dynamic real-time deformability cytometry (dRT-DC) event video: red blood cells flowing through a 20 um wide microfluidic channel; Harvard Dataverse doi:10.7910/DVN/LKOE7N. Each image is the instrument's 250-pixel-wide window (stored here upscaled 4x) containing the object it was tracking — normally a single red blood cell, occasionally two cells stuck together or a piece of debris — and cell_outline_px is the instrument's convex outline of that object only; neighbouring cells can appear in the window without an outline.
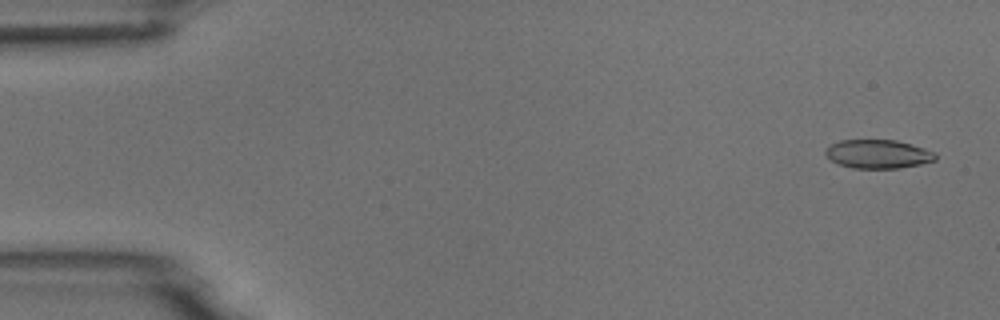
{"species": "common noctule bat (a hibernating species)", "species_latin": "Nyctalus noctula", "temperature_condition": "room temperature", "stored_images_in_passage": 9, "camera_frame_rate_fps": 3000, "um_per_image_px": 0.085, "animal": {"sex": "male", "body_mass_g": 18.8}, "frame": {"image": 1, "passage_image": 1, "time_ms": 0.0, "image_size_px": [1000, 320], "cell_outline_px": [[936, 160], [920, 164], [900, 168], [852, 168], [840, 164], [832, 160], [824, 152], [832, 144], [840, 140], [896, 140], [912, 144], [936, 152]], "centroid_in_image_um": [74.68, 13.09], "position_along_channel_um": 10.3, "area_um2": 18.26}}
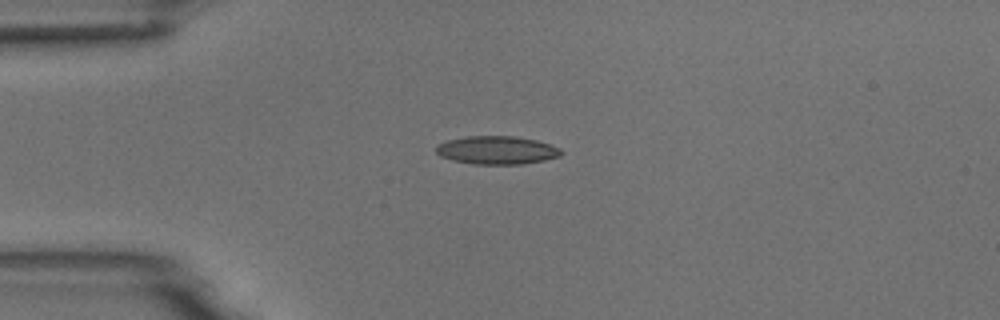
{"frame": {"image": 2, "passage_image": 4, "time_ms": 3.667, "image_size_px": [1000, 320], "cell_outline_px": [[564, 152], [560, 156], [544, 160], [520, 164], [472, 164], [452, 160], [440, 156], [436, 152], [436, 144], [448, 140], [468, 136], [516, 136], [536, 140], [552, 144], [560, 148]], "centroid_in_image_um": [42.24, 12.76], "position_along_channel_um": 42.8, "area_um2": 20.69}}